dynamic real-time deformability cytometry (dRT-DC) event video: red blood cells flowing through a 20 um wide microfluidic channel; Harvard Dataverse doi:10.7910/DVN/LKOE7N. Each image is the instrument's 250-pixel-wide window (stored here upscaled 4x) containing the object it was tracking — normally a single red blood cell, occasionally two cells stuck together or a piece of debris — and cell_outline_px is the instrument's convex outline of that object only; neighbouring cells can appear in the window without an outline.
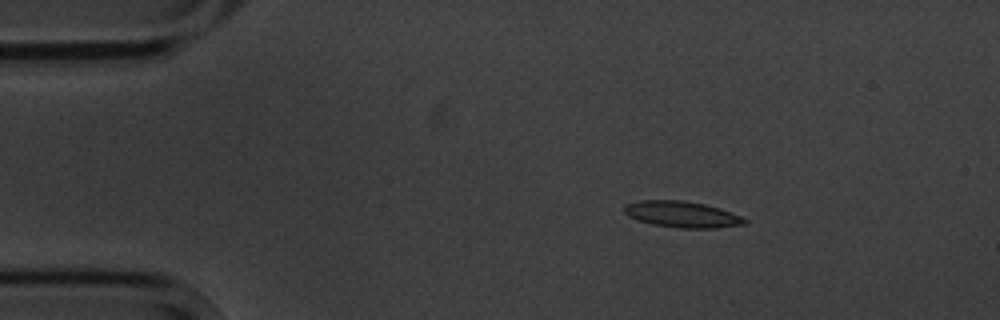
{"species": "common noctule bat (a hibernating species)", "species_latin": "Nyctalus noctula", "temperature_condition": "cold", "stored_images_in_passage": 3, "camera_frame_rate_fps": 3000, "um_per_image_px": 0.085, "animal": {"sex": "male", "body_mass_g": 20.1, "forearm_length_mm": 53.5}, "frame": {"image": 1, "passage_image": 1, "time_ms": 0.0, "image_size_px": [1000, 320], "cell_outline_px": [[748, 224], [716, 228], [680, 228], [652, 224], [628, 216], [624, 212], [624, 208], [628, 204], [640, 200], [680, 200], [704, 204], [720, 208], [740, 216], [748, 220]], "centroid_in_image_um": [58.01, 18.22], "position_along_channel_um": 27.0, "area_um2": 18.26}}